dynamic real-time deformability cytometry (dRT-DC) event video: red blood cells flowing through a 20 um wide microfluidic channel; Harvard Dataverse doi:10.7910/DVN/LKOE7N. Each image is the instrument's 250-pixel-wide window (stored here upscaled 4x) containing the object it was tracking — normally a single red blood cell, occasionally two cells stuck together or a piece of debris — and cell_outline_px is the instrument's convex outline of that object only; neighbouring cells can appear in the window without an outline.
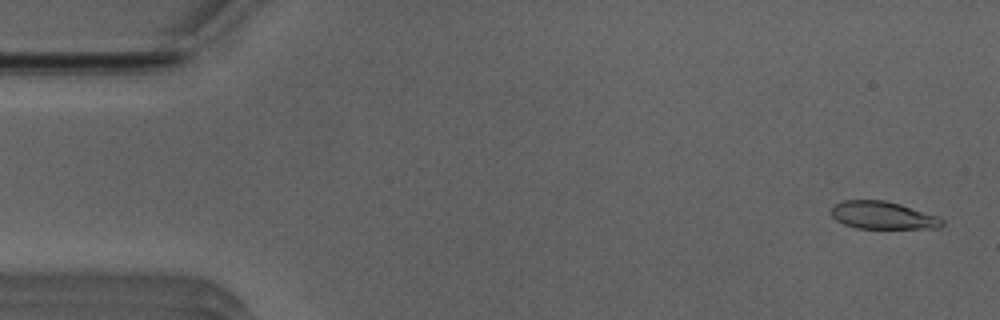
{"species": "Egyptian fruit bat (a non-hibernating species)", "species_latin": "Rousettus aegyptiacus", "temperature_condition": "room temperature", "stored_images_in_passage": 51, "camera_frame_rate_fps": 3000, "um_per_image_px": 0.085, "animal": {"sex": "male"}, "frame": {"image": 1, "passage_image": 2, "time_ms": 0.333, "image_size_px": [1000, 320], "cell_outline_px": [[944, 224], [940, 228], [856, 228], [844, 224], [836, 220], [832, 216], [832, 204], [844, 200], [884, 200], [900, 204], [940, 216], [944, 220]], "centroid_in_image_um": [75.06, 18.3], "position_along_channel_um": 9.9, "area_um2": 17.98}}
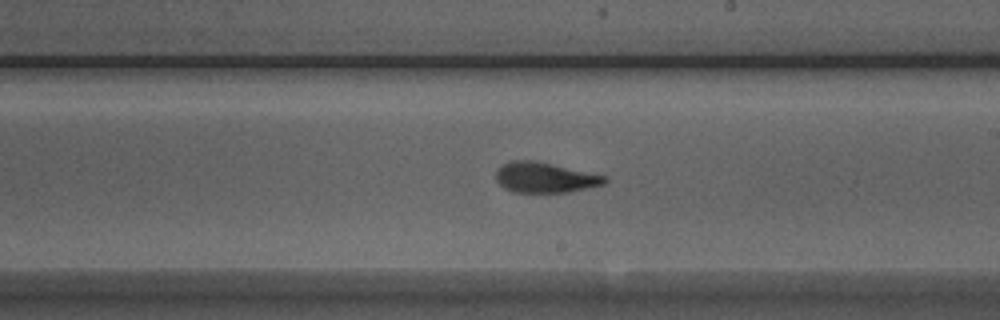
{"frame": {"image": 2, "passage_image": 29, "time_ms": 9.333, "image_size_px": [1000, 320], "cell_outline_px": [[608, 180], [604, 184], [568, 192], [512, 192], [504, 188], [496, 180], [496, 168], [512, 160], [536, 160], [608, 176]], "centroid_in_image_um": [46.32, 15.08], "position_along_channel_um": 242.7, "area_um2": 19.36}}
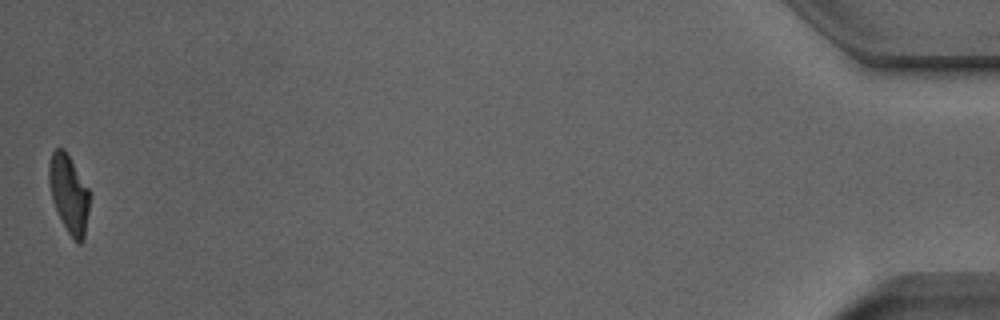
{"frame": {"image": 3, "passage_image": 51, "time_ms": 16.667, "image_size_px": [1000, 320], "cell_outline_px": [[88, 212], [84, 240], [80, 244], [72, 240], [52, 200], [48, 180], [48, 164], [52, 152], [56, 148], [64, 148], [88, 188]], "centroid_in_image_um": [5.84, 16.47], "position_along_channel_um": 429.4, "area_um2": 18.21}, "authors_computed_cell_mechanics": {"area_um2": 19.0162, "velocity_mm_per_s": 3.9478, "shape_relaxation_time_tau1_ms": 4.5864, "shape_relaxation_time_tau2_ms": 1.5976, "deformation_change_tau1": 0.2018, "deformation_change_tau2": 0.0964}}